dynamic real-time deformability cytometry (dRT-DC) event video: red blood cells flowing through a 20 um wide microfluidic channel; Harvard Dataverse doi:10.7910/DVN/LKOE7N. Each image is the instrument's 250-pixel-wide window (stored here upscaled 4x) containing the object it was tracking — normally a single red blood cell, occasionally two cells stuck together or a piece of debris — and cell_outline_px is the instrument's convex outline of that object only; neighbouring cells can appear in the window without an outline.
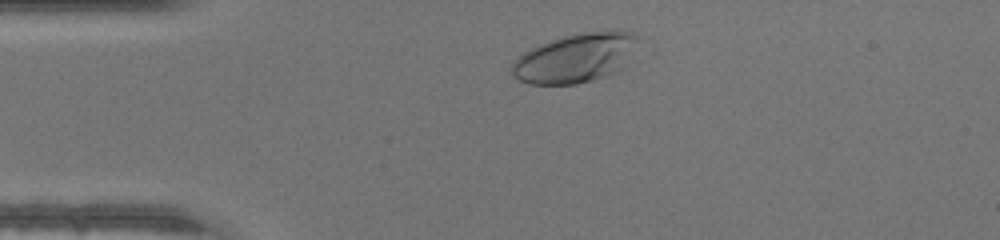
{"species": "human", "species_latin": "Homo sapiens", "temperature_condition": "warm", "stored_images_in_passage": 32, "camera_frame_rate_fps": 3000, "um_per_image_px": 0.085, "donor": {"sex": "male"}, "frame": {"image": 1, "passage_image": 4, "time_ms": 1.0, "image_size_px": [1000, 240], "cell_outline_px": [[636, 40], [624, 68], [608, 76], [576, 84], [528, 84], [512, 76], [512, 64], [524, 52], [532, 48], [552, 40], [564, 36], [588, 32], [620, 28], [624, 28], [636, 32]], "centroid_in_image_um": [48.96, 4.92], "position_along_channel_um": 36.0, "area_um2": 36.07}}
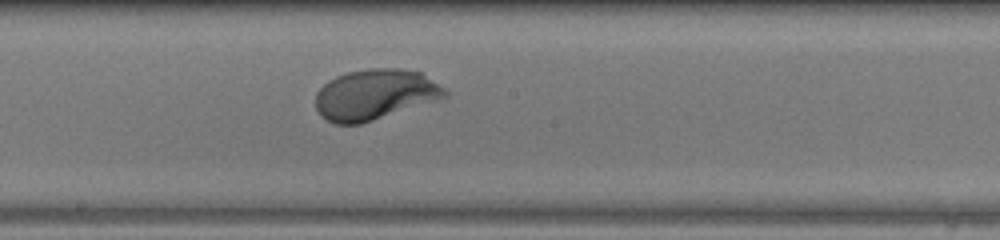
{"frame": {"image": 2, "passage_image": 19, "time_ms": 6.0, "image_size_px": [1000, 240], "cell_outline_px": [[448, 96], [440, 100], [360, 124], [332, 124], [320, 116], [316, 108], [316, 92], [328, 80], [336, 76], [348, 72], [368, 68], [396, 68], [420, 72], [444, 88], [448, 92]], "centroid_in_image_um": [31.86, 8.05], "position_along_channel_um": 216.3, "area_um2": 38.26}}
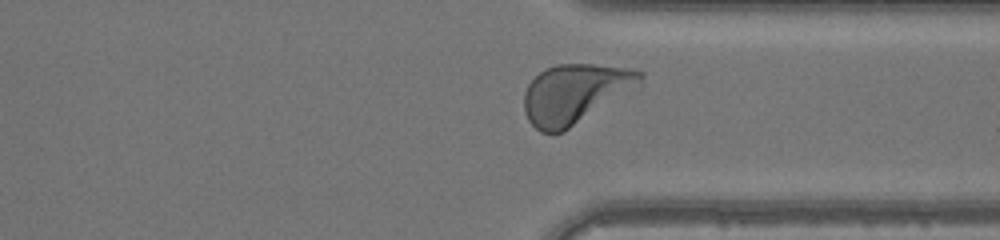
{"frame": {"image": 3, "passage_image": 29, "time_ms": 9.333, "image_size_px": [1000, 240], "cell_outline_px": [[644, 76], [640, 92], [564, 132], [540, 132], [528, 120], [524, 112], [524, 92], [528, 84], [540, 72], [556, 64], [592, 64], [632, 68], [644, 72]], "centroid_in_image_um": [49.05, 7.98], "position_along_channel_um": 362.3, "area_um2": 42.14}}